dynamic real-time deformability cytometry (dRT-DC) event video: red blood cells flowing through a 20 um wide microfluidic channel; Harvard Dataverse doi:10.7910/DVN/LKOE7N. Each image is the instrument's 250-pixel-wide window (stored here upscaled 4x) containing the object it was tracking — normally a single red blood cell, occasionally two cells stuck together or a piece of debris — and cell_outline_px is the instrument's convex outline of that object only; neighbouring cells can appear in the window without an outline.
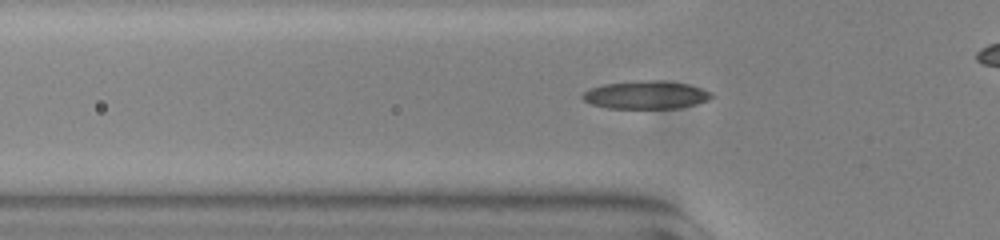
{"species": "common noctule bat (a hibernating species)", "species_latin": "Nyctalus noctula", "temperature_condition": "warm", "stored_images_in_passage": 37, "camera_frame_rate_fps": 3000, "um_per_image_px": 0.085, "animal": {"sex": "female", "body_mass_g": 23.0, "forearm_length_mm": 53.4}, "frame": {"image": 1, "passage_image": 9, "time_ms": 2.667, "image_size_px": [1000, 240], "cell_outline_px": [[716, 96], [708, 100], [696, 104], [680, 108], [608, 108], [592, 104], [584, 100], [580, 96], [588, 88], [604, 84], [636, 80], [664, 80], [688, 84], [712, 92]], "centroid_in_image_um": [54.92, 8.06], "position_along_channel_um": 70.9, "area_um2": 21.33}}
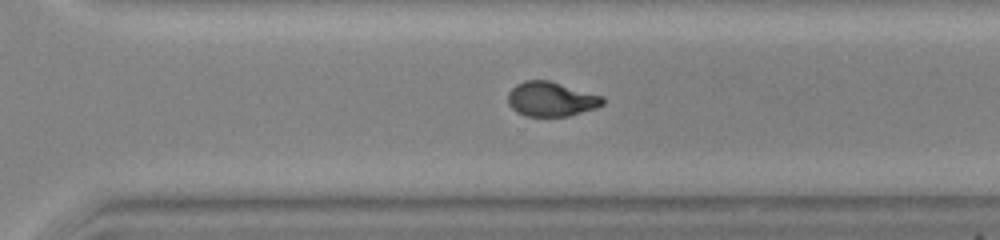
{"frame": {"image": 2, "passage_image": 29, "time_ms": 9.333, "image_size_px": [1000, 240], "cell_outline_px": [[604, 104], [596, 108], [568, 116], [524, 116], [516, 112], [508, 104], [508, 92], [516, 84], [524, 80], [548, 80], [604, 96]], "centroid_in_image_um": [46.84, 8.42], "position_along_channel_um": 323.8, "area_um2": 19.19}}
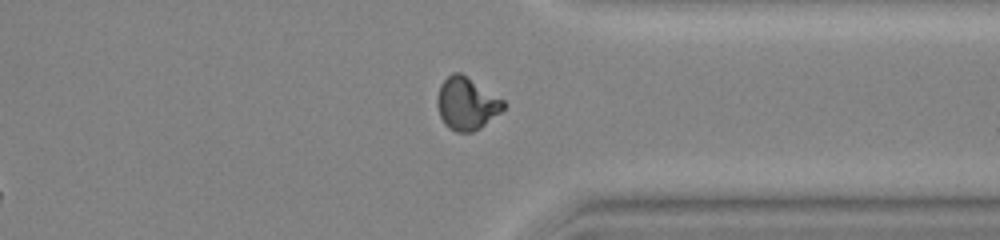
{"frame": {"image": 3, "passage_image": 33, "time_ms": 10.667, "image_size_px": [1000, 240], "cell_outline_px": [[504, 108], [500, 112], [480, 128], [472, 132], [456, 132], [448, 128], [444, 124], [440, 116], [436, 104], [436, 100], [440, 84], [452, 72], [460, 72], [504, 100]], "centroid_in_image_um": [39.63, 8.81], "position_along_channel_um": 371.8, "area_um2": 20.17}}